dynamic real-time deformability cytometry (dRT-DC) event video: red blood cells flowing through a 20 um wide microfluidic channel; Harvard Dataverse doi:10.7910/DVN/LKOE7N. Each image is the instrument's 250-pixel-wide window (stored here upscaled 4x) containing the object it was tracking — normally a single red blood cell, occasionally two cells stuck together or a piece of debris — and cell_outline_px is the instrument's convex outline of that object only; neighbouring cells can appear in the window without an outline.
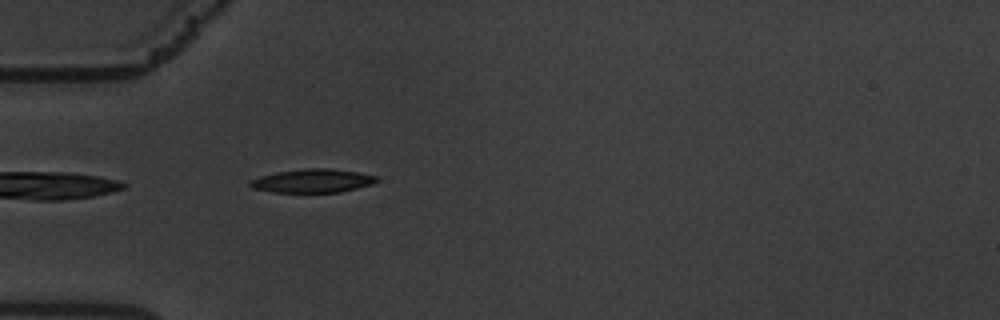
{"species": "common noctule bat (a hibernating species)", "species_latin": "Nyctalus noctula", "temperature_condition": "warm", "stored_images_in_passage": 43, "camera_frame_rate_fps": 3000, "um_per_image_px": 0.085, "animal": {"sex": "male", "body_mass_g": 19.5, "forearm_length_mm": 54.6}, "frame": {"image": 1, "passage_image": 1, "time_ms": 0.0, "image_size_px": [1000, 320], "cell_outline_px": [[376, 180], [372, 184], [340, 192], [272, 192], [252, 188], [248, 184], [248, 180], [260, 176], [276, 172], [308, 168], [328, 168], [356, 172], [376, 176]], "centroid_in_image_um": [26.49, 15.37], "position_along_channel_um": 58.5, "area_um2": 17.22}}
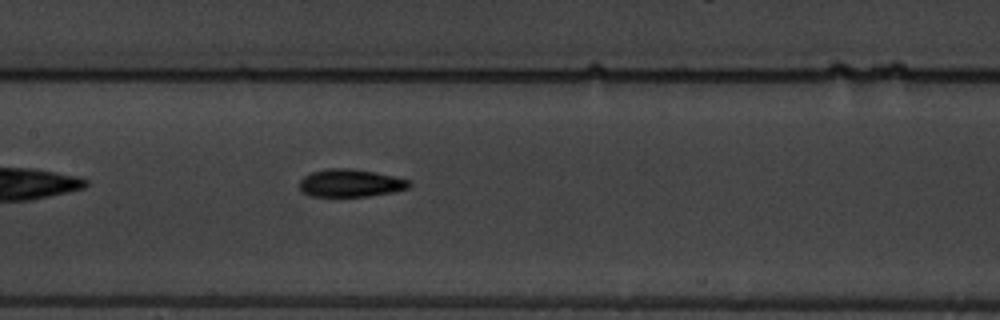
{"frame": {"image": 2, "passage_image": 12, "time_ms": 3.667, "image_size_px": [1000, 320], "cell_outline_px": [[412, 184], [408, 188], [392, 192], [368, 196], [308, 196], [300, 192], [300, 180], [304, 176], [312, 172], [328, 168], [352, 168], [376, 172], [396, 176], [412, 180]], "centroid_in_image_um": [29.81, 15.55], "position_along_channel_um": 177.6, "area_um2": 17.98}}
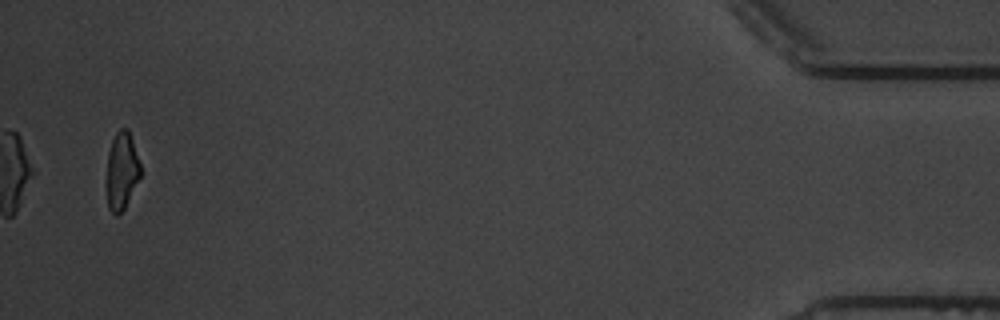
{"frame": {"image": 3, "passage_image": 41, "time_ms": 13.333, "image_size_px": [1000, 320], "cell_outline_px": [[140, 176], [124, 208], [116, 216], [108, 208], [108, 152], [112, 140], [116, 132], [120, 128], [128, 128], [140, 164]], "centroid_in_image_um": [10.36, 14.49], "position_along_channel_um": 424.8, "area_um2": 14.74}, "authors_computed_cell_mechanics": {"area_um2": 17.051, "velocity_mm_per_s": 3.3923, "shape_relaxation_time_tau1_ms": 4.186, "shape_relaxation_time_tau2_ms": 3.3561, "deformation_change_tau1": 0.1592, "deformation_change_tau2": 0.0838}}